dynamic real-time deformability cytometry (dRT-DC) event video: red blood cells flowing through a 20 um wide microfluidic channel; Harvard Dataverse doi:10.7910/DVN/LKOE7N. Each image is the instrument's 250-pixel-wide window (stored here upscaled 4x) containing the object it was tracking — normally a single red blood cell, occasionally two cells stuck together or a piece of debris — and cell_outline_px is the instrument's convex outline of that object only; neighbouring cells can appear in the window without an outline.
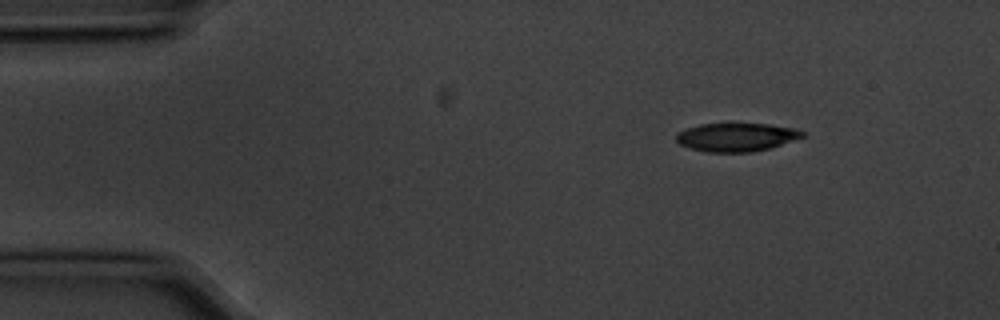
{"species": "common noctule bat (a hibernating species)", "species_latin": "Nyctalus noctula", "temperature_condition": "cold", "stored_images_in_passage": 4, "camera_frame_rate_fps": 3000, "um_per_image_px": 0.085, "animal": {"sex": "male", "body_mass_g": 20.1, "forearm_length_mm": 53.5}, "frame": {"image": 1, "passage_image": 1, "time_ms": 0.0, "image_size_px": [1000, 320], "cell_outline_px": [[808, 136], [768, 148], [752, 152], [708, 152], [692, 148], [680, 144], [676, 140], [676, 136], [680, 132], [688, 128], [700, 124], [768, 124], [796, 128], [804, 132]], "centroid_in_image_um": [62.66, 11.65], "position_along_channel_um": 22.3, "area_um2": 20.69}}
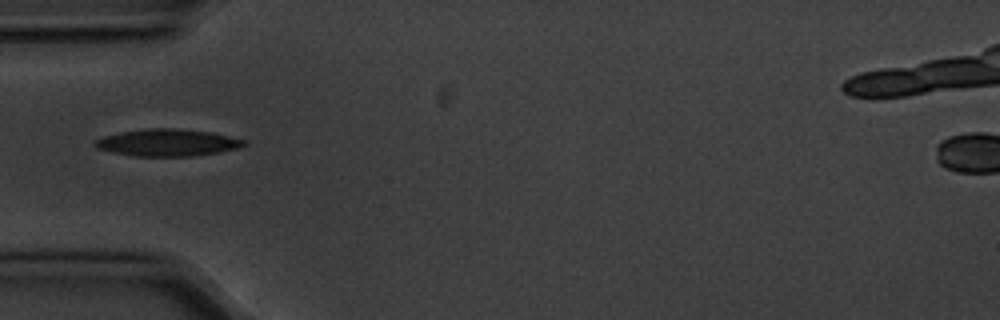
{"frame": {"image": 2, "passage_image": 4, "time_ms": 1.0, "image_size_px": [1000, 320], "cell_outline_px": [[248, 144], [236, 148], [220, 152], [192, 156], [136, 156], [112, 152], [96, 148], [92, 144], [96, 140], [104, 136], [120, 132], [148, 128], [176, 128], [208, 132], [248, 140]], "centroid_in_image_um": [14.23, 12.12], "position_along_channel_um": 70.8, "area_um2": 23.41}}